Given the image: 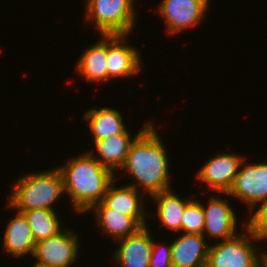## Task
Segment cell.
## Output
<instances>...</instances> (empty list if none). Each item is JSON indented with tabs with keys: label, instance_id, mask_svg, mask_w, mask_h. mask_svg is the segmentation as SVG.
<instances>
[{
	"label": "cell",
	"instance_id": "6da1fadb",
	"mask_svg": "<svg viewBox=\"0 0 267 267\" xmlns=\"http://www.w3.org/2000/svg\"><path fill=\"white\" fill-rule=\"evenodd\" d=\"M156 125L151 123L132 143L126 161L120 169L130 175L133 186L151 198L154 194L171 188L169 157ZM133 178V179H132Z\"/></svg>",
	"mask_w": 267,
	"mask_h": 267
},
{
	"label": "cell",
	"instance_id": "7a4b0ae2",
	"mask_svg": "<svg viewBox=\"0 0 267 267\" xmlns=\"http://www.w3.org/2000/svg\"><path fill=\"white\" fill-rule=\"evenodd\" d=\"M57 166L64 182V192L77 214L89 212L100 203L116 175L101 165L87 150Z\"/></svg>",
	"mask_w": 267,
	"mask_h": 267
},
{
	"label": "cell",
	"instance_id": "3957f363",
	"mask_svg": "<svg viewBox=\"0 0 267 267\" xmlns=\"http://www.w3.org/2000/svg\"><path fill=\"white\" fill-rule=\"evenodd\" d=\"M10 188L7 207L22 212L32 209L55 211L54 204L64 197V182L58 167L20 175Z\"/></svg>",
	"mask_w": 267,
	"mask_h": 267
},
{
	"label": "cell",
	"instance_id": "277c9868",
	"mask_svg": "<svg viewBox=\"0 0 267 267\" xmlns=\"http://www.w3.org/2000/svg\"><path fill=\"white\" fill-rule=\"evenodd\" d=\"M85 1V23L94 21L100 35H131L138 21L135 0Z\"/></svg>",
	"mask_w": 267,
	"mask_h": 267
},
{
	"label": "cell",
	"instance_id": "5b68a950",
	"mask_svg": "<svg viewBox=\"0 0 267 267\" xmlns=\"http://www.w3.org/2000/svg\"><path fill=\"white\" fill-rule=\"evenodd\" d=\"M240 225L244 231L234 238L209 245L206 267H262L267 252L258 253L253 243L259 240L246 227L245 219Z\"/></svg>",
	"mask_w": 267,
	"mask_h": 267
},
{
	"label": "cell",
	"instance_id": "8992f818",
	"mask_svg": "<svg viewBox=\"0 0 267 267\" xmlns=\"http://www.w3.org/2000/svg\"><path fill=\"white\" fill-rule=\"evenodd\" d=\"M79 235L73 229L63 228L56 235L36 242L31 267H72L80 252Z\"/></svg>",
	"mask_w": 267,
	"mask_h": 267
},
{
	"label": "cell",
	"instance_id": "52a82bcc",
	"mask_svg": "<svg viewBox=\"0 0 267 267\" xmlns=\"http://www.w3.org/2000/svg\"><path fill=\"white\" fill-rule=\"evenodd\" d=\"M245 160L225 196L241 200L253 213L255 207L267 200V162L248 164Z\"/></svg>",
	"mask_w": 267,
	"mask_h": 267
},
{
	"label": "cell",
	"instance_id": "ba28073f",
	"mask_svg": "<svg viewBox=\"0 0 267 267\" xmlns=\"http://www.w3.org/2000/svg\"><path fill=\"white\" fill-rule=\"evenodd\" d=\"M211 0H162L157 12L171 36L197 26L205 18Z\"/></svg>",
	"mask_w": 267,
	"mask_h": 267
},
{
	"label": "cell",
	"instance_id": "9c48e42d",
	"mask_svg": "<svg viewBox=\"0 0 267 267\" xmlns=\"http://www.w3.org/2000/svg\"><path fill=\"white\" fill-rule=\"evenodd\" d=\"M128 38L129 35H107V82L129 79L141 72L144 62L140 50L128 44Z\"/></svg>",
	"mask_w": 267,
	"mask_h": 267
},
{
	"label": "cell",
	"instance_id": "30bf717a",
	"mask_svg": "<svg viewBox=\"0 0 267 267\" xmlns=\"http://www.w3.org/2000/svg\"><path fill=\"white\" fill-rule=\"evenodd\" d=\"M245 156L221 153L209 158L195 174V179L208 185L209 192L224 195L230 190Z\"/></svg>",
	"mask_w": 267,
	"mask_h": 267
},
{
	"label": "cell",
	"instance_id": "8fae6325",
	"mask_svg": "<svg viewBox=\"0 0 267 267\" xmlns=\"http://www.w3.org/2000/svg\"><path fill=\"white\" fill-rule=\"evenodd\" d=\"M220 195L221 193L217 196L211 195L207 205L201 201L200 203L205 216L203 235L223 241L232 239L240 233L236 230L240 223L237 222V213L230 202L227 198H220Z\"/></svg>",
	"mask_w": 267,
	"mask_h": 267
},
{
	"label": "cell",
	"instance_id": "7c38bea8",
	"mask_svg": "<svg viewBox=\"0 0 267 267\" xmlns=\"http://www.w3.org/2000/svg\"><path fill=\"white\" fill-rule=\"evenodd\" d=\"M151 123L152 122L150 121L145 122V124L142 125L141 129L133 138L129 133L130 130L126 129L123 133L95 141L94 148L96 150L94 152L93 150H90L88 152L101 165L117 175L116 173L123 167L126 161V157L132 143Z\"/></svg>",
	"mask_w": 267,
	"mask_h": 267
},
{
	"label": "cell",
	"instance_id": "4fadbf2b",
	"mask_svg": "<svg viewBox=\"0 0 267 267\" xmlns=\"http://www.w3.org/2000/svg\"><path fill=\"white\" fill-rule=\"evenodd\" d=\"M142 227L135 234L118 240L119 247L115 249L112 259L119 267H149L153 246V234L150 228Z\"/></svg>",
	"mask_w": 267,
	"mask_h": 267
},
{
	"label": "cell",
	"instance_id": "5bb4252c",
	"mask_svg": "<svg viewBox=\"0 0 267 267\" xmlns=\"http://www.w3.org/2000/svg\"><path fill=\"white\" fill-rule=\"evenodd\" d=\"M116 184L115 180L111 183L101 202L108 209H113L115 212L127 216H133L143 226H147L146 219L151 218V214L147 215V208L143 203L145 202L143 199L145 193L139 192V190L130 185H122L117 188Z\"/></svg>",
	"mask_w": 267,
	"mask_h": 267
},
{
	"label": "cell",
	"instance_id": "9a60e30c",
	"mask_svg": "<svg viewBox=\"0 0 267 267\" xmlns=\"http://www.w3.org/2000/svg\"><path fill=\"white\" fill-rule=\"evenodd\" d=\"M203 234L183 233L171 242L173 267H206L208 243Z\"/></svg>",
	"mask_w": 267,
	"mask_h": 267
},
{
	"label": "cell",
	"instance_id": "2e32d148",
	"mask_svg": "<svg viewBox=\"0 0 267 267\" xmlns=\"http://www.w3.org/2000/svg\"><path fill=\"white\" fill-rule=\"evenodd\" d=\"M5 228L2 250L17 260L26 257L27 254L30 257L36 241L24 215L17 211L16 215L7 221Z\"/></svg>",
	"mask_w": 267,
	"mask_h": 267
},
{
	"label": "cell",
	"instance_id": "e0dca14e",
	"mask_svg": "<svg viewBox=\"0 0 267 267\" xmlns=\"http://www.w3.org/2000/svg\"><path fill=\"white\" fill-rule=\"evenodd\" d=\"M86 48L75 63V71L87 83H107V35Z\"/></svg>",
	"mask_w": 267,
	"mask_h": 267
},
{
	"label": "cell",
	"instance_id": "ac0fdd59",
	"mask_svg": "<svg viewBox=\"0 0 267 267\" xmlns=\"http://www.w3.org/2000/svg\"><path fill=\"white\" fill-rule=\"evenodd\" d=\"M95 213L97 228L113 238V242L135 234L144 227L135 217L127 216L113 209H108L102 202L94 205L89 211Z\"/></svg>",
	"mask_w": 267,
	"mask_h": 267
},
{
	"label": "cell",
	"instance_id": "d6986e66",
	"mask_svg": "<svg viewBox=\"0 0 267 267\" xmlns=\"http://www.w3.org/2000/svg\"><path fill=\"white\" fill-rule=\"evenodd\" d=\"M83 117L90 129L92 142L123 133L127 129L122 114L114 108L92 107L83 114Z\"/></svg>",
	"mask_w": 267,
	"mask_h": 267
},
{
	"label": "cell",
	"instance_id": "ffe728a7",
	"mask_svg": "<svg viewBox=\"0 0 267 267\" xmlns=\"http://www.w3.org/2000/svg\"><path fill=\"white\" fill-rule=\"evenodd\" d=\"M154 204H156V219L161 223L160 226L181 233V219L186 204L191 200L183 199L172 189L159 192L151 196Z\"/></svg>",
	"mask_w": 267,
	"mask_h": 267
},
{
	"label": "cell",
	"instance_id": "44dd1931",
	"mask_svg": "<svg viewBox=\"0 0 267 267\" xmlns=\"http://www.w3.org/2000/svg\"><path fill=\"white\" fill-rule=\"evenodd\" d=\"M29 223L33 238L36 242L52 237L59 233L61 227L57 211L46 209H32L21 212ZM58 213V214H57Z\"/></svg>",
	"mask_w": 267,
	"mask_h": 267
},
{
	"label": "cell",
	"instance_id": "7402d4cb",
	"mask_svg": "<svg viewBox=\"0 0 267 267\" xmlns=\"http://www.w3.org/2000/svg\"><path fill=\"white\" fill-rule=\"evenodd\" d=\"M205 216L198 199H191L185 206L181 219V232L203 234Z\"/></svg>",
	"mask_w": 267,
	"mask_h": 267
},
{
	"label": "cell",
	"instance_id": "603a6c76",
	"mask_svg": "<svg viewBox=\"0 0 267 267\" xmlns=\"http://www.w3.org/2000/svg\"><path fill=\"white\" fill-rule=\"evenodd\" d=\"M246 221V227L259 240L267 241V200L260 203Z\"/></svg>",
	"mask_w": 267,
	"mask_h": 267
},
{
	"label": "cell",
	"instance_id": "cb8c5ba5",
	"mask_svg": "<svg viewBox=\"0 0 267 267\" xmlns=\"http://www.w3.org/2000/svg\"><path fill=\"white\" fill-rule=\"evenodd\" d=\"M149 267H173L171 259V243H158L153 238Z\"/></svg>",
	"mask_w": 267,
	"mask_h": 267
},
{
	"label": "cell",
	"instance_id": "d4e9b609",
	"mask_svg": "<svg viewBox=\"0 0 267 267\" xmlns=\"http://www.w3.org/2000/svg\"><path fill=\"white\" fill-rule=\"evenodd\" d=\"M262 267H267V256L265 257L263 261Z\"/></svg>",
	"mask_w": 267,
	"mask_h": 267
}]
</instances>
